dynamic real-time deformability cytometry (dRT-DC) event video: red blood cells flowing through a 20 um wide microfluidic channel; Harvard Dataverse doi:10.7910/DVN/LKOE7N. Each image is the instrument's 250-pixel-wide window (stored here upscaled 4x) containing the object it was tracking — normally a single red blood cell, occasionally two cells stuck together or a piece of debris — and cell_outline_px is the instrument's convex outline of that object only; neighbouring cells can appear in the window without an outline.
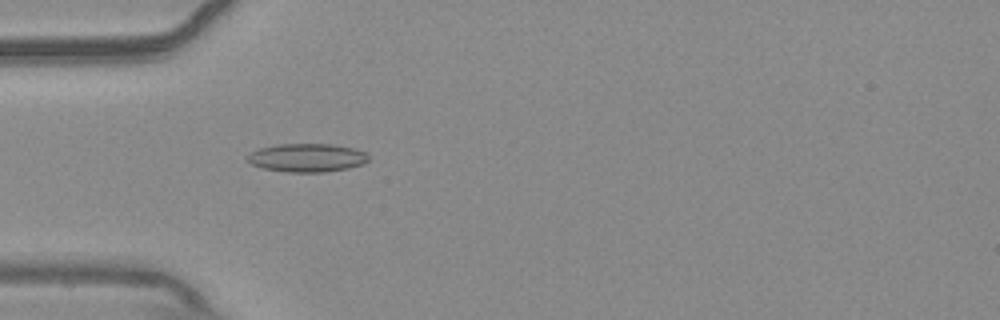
{"species": "common noctule bat (a hibernating species)", "species_latin": "Nyctalus noctula", "temperature_condition": "warm", "stored_images_in_passage": 48, "camera_frame_rate_fps": 3000, "um_per_image_px": 0.085, "animal": {"sex": "male", "body_mass_g": 20.4}, "frame": {"image": 1, "passage_image": 10, "time_ms": 3.0, "image_size_px": [1000, 320], "cell_outline_px": [[368, 160], [360, 164], [348, 168], [324, 172], [288, 172], [264, 168], [252, 164], [244, 156], [260, 148], [280, 144], [332, 144], [356, 148], [364, 152], [368, 156]], "centroid_in_image_um": [26.09, 13.4], "position_along_channel_um": 58.9, "area_um2": 19.88}}
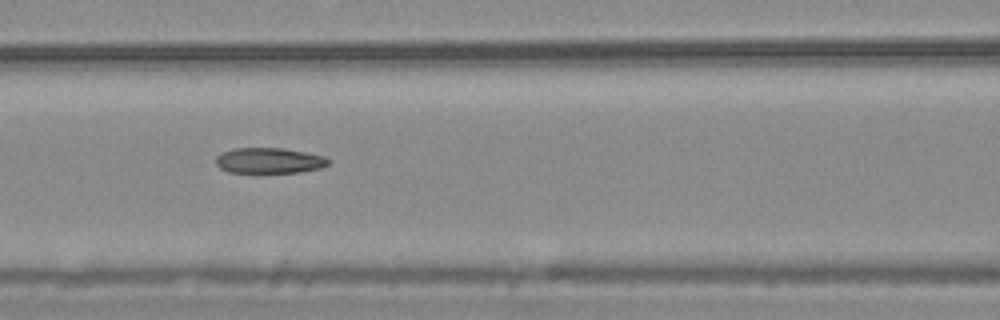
{"frame": {"image": 2, "passage_image": 17, "time_ms": 5.333, "image_size_px": [1000, 320], "cell_outline_px": [[332, 160], [328, 164], [320, 168], [300, 172], [228, 172], [220, 168], [216, 164], [216, 156], [220, 152], [236, 148], [284, 148], [324, 156]], "centroid_in_image_um": [22.87, 13.64], "position_along_channel_um": 143.7, "area_um2": 16.76}}
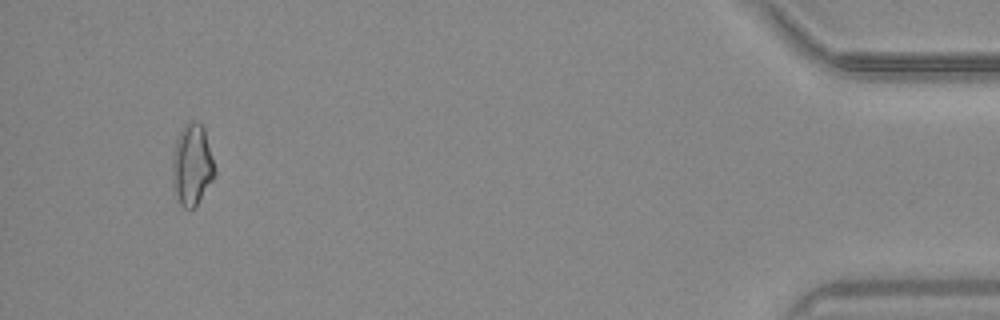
{"frame": {"image": 3, "passage_image": 45, "time_ms": 14.667, "image_size_px": [1000, 320], "cell_outline_px": [[216, 172], [212, 180], [196, 208], [184, 208], [180, 204], [172, 188], [172, 152], [176, 140], [184, 124], [192, 120], [196, 120], [204, 128], [216, 168]], "centroid_in_image_um": [16.31, 14.02], "position_along_channel_um": 418.9, "area_um2": 20.46}, "authors_computed_cell_mechanics": {"area_um2": 17.6001, "velocity_mm_per_s": 3.7442, "shape_relaxation_time_tau1_ms": null, "shape_relaxation_time_tau2_ms": 3.0107, "deformation_change_tau1": null, "deformation_change_tau2": 0.1049}}